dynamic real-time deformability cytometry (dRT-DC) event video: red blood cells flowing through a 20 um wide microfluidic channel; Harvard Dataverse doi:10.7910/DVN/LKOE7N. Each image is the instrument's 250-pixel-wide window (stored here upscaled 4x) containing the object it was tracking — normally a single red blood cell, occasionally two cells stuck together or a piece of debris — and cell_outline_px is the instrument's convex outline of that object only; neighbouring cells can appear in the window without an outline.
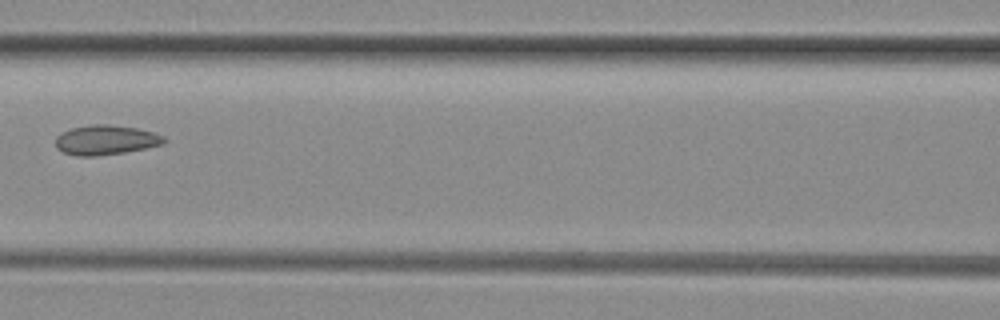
{"species": "common noctule bat (a hibernating species)", "species_latin": "Nyctalus noctula", "temperature_condition": "room temperature", "stored_images_in_passage": 4, "camera_frame_rate_fps": 3000, "um_per_image_px": 0.085, "animal": {"sex": "female", "body_mass_g": 29.2, "forearm_length_mm": 56.3}, "frame": {"image": 1, "passage_image": 4, "time_ms": 1.0, "image_size_px": [1000, 320], "cell_outline_px": [[168, 140], [164, 144], [124, 152], [96, 156], [76, 156], [64, 152], [56, 148], [56, 136], [72, 128], [92, 124], [108, 124], [136, 128], [156, 132], [164, 136]], "centroid_in_image_um": [9.02, 11.89], "position_along_channel_um": 157.6, "area_um2": 18.79}}